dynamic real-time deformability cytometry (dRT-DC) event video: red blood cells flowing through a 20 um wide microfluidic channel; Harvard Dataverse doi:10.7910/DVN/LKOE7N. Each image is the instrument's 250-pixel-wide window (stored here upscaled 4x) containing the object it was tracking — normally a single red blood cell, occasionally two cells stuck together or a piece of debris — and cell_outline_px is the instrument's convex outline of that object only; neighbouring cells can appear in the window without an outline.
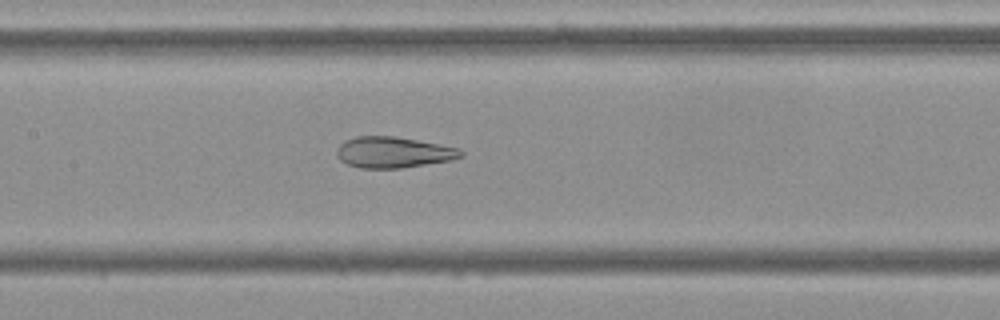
{"species": "Egyptian fruit bat (a non-hibernating species)", "species_latin": "Rousettus aegyptiacus", "temperature_condition": "cold", "stored_images_in_passage": 55, "camera_frame_rate_fps": 3000, "um_per_image_px": 0.085, "frame": {"image": 1, "passage_image": 26, "time_ms": 8.333, "image_size_px": [1000, 320], "cell_outline_px": [[464, 156], [452, 160], [404, 168], [360, 168], [348, 164], [340, 160], [336, 156], [336, 148], [340, 144], [356, 136], [392, 136], [416, 140], [460, 148], [464, 152]], "centroid_in_image_um": [33.45, 12.96], "position_along_channel_um": 173.9, "area_um2": 22.48}}
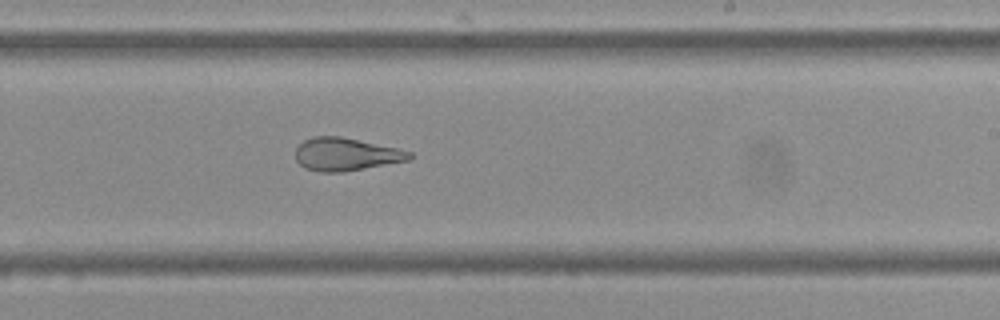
{"frame": {"image": 2, "passage_image": 33, "time_ms": 10.667, "image_size_px": [1000, 320], "cell_outline_px": [[412, 160], [344, 172], [320, 172], [304, 168], [296, 160], [296, 148], [304, 140], [312, 136], [340, 136], [400, 148], [412, 152]], "centroid_in_image_um": [29.44, 13.12], "position_along_channel_um": 259.6, "area_um2": 22.14}}
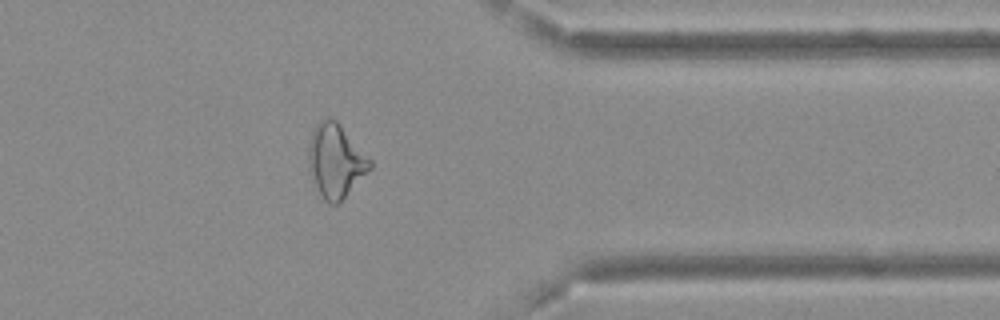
{"frame": {"image": 3, "passage_image": 44, "time_ms": 14.333, "image_size_px": [1000, 320], "cell_outline_px": [[372, 168], [336, 204], [328, 204], [324, 200], [316, 184], [308, 160], [308, 144], [312, 132], [316, 124], [320, 120], [328, 116], [336, 120], [372, 160]], "centroid_in_image_um": [28.54, 13.62], "position_along_channel_um": 382.9, "area_um2": 25.78}, "authors_computed_cell_mechanics": {"area_um2": 26.7614, "velocity_mm_per_s": 3.6791, "shape_relaxation_time_tau1_ms": null, "shape_relaxation_time_tau2_ms": 2.0219, "deformation_change_tau1": null, "deformation_change_tau2": 0.1088}}